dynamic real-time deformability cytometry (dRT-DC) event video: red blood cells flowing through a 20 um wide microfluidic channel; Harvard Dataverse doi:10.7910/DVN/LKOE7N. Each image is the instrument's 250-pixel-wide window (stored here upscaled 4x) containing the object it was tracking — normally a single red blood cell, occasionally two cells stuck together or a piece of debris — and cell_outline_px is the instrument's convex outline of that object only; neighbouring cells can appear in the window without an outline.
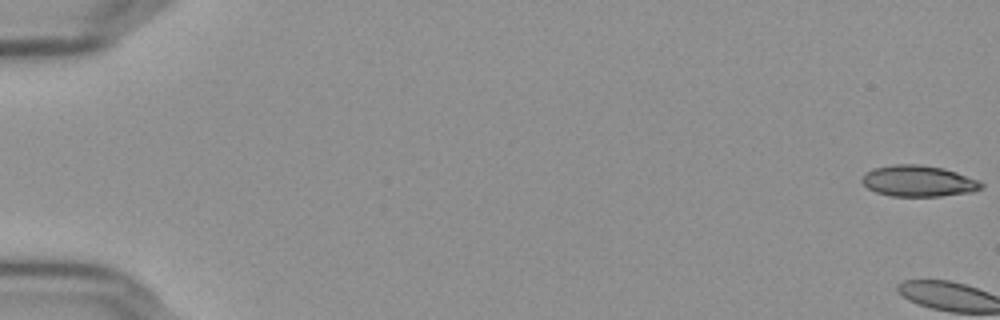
{"species": "Egyptian fruit bat (a non-hibernating species)", "species_latin": "Rousettus aegyptiacus", "temperature_condition": "cold", "stored_images_in_passage": 4, "camera_frame_rate_fps": 3000, "um_per_image_px": 0.085, "frame": {"image": 1, "passage_image": 1, "time_ms": 0.0, "image_size_px": [1000, 320], "cell_outline_px": [[984, 188], [972, 192], [940, 196], [888, 196], [876, 192], [868, 188], [860, 180], [872, 168], [896, 164], [916, 164], [944, 168], [980, 180], [984, 184]], "centroid_in_image_um": [78.1, 15.39], "position_along_channel_um": 6.9, "area_um2": 21.73}}